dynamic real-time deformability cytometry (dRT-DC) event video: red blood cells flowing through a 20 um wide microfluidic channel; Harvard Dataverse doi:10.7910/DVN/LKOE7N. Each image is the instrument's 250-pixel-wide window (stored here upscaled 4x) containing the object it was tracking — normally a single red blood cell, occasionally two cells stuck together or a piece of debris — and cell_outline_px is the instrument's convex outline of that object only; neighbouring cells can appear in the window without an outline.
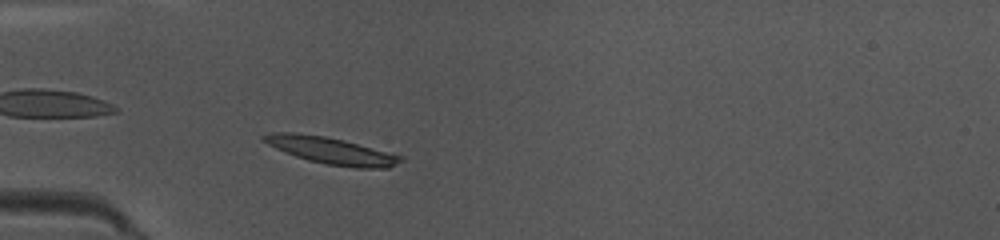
{"species": "common noctule bat (a hibernating species)", "species_latin": "Nyctalus noctula", "temperature_condition": "warm", "stored_images_in_passage": 13, "camera_frame_rate_fps": 3000, "um_per_image_px": 0.085, "animal": {"sex": "female", "body_mass_g": 10.0, "forearm_length_mm": 53.1}, "frame": {"image": 1, "passage_image": 2, "time_ms": 0.333, "image_size_px": [1000, 240], "cell_outline_px": [[404, 160], [388, 168], [356, 168], [328, 164], [308, 160], [296, 156], [276, 148], [268, 144], [260, 136], [272, 132], [292, 132], [324, 136], [344, 140], [392, 152], [404, 156]], "centroid_in_image_um": [28.23, 12.8], "position_along_channel_um": 56.8, "area_um2": 21.39}}
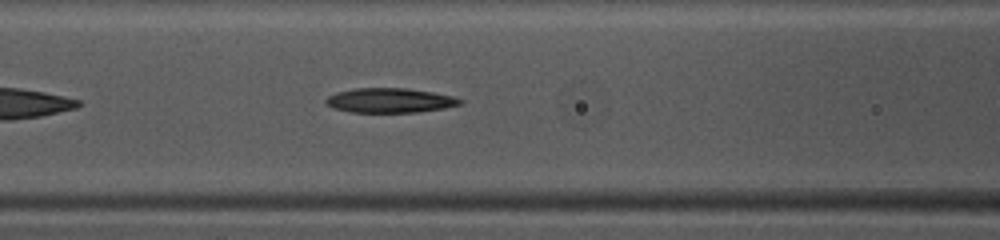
{"frame": {"image": 2, "passage_image": 8, "time_ms": 2.333, "image_size_px": [1000, 240], "cell_outline_px": [[464, 100], [460, 104], [444, 108], [416, 112], [348, 112], [332, 108], [324, 104], [324, 100], [328, 96], [336, 92], [356, 88], [408, 88], [432, 92], [452, 96]], "centroid_in_image_um": [33.08, 8.53], "position_along_channel_um": 133.5, "area_um2": 19.31}}
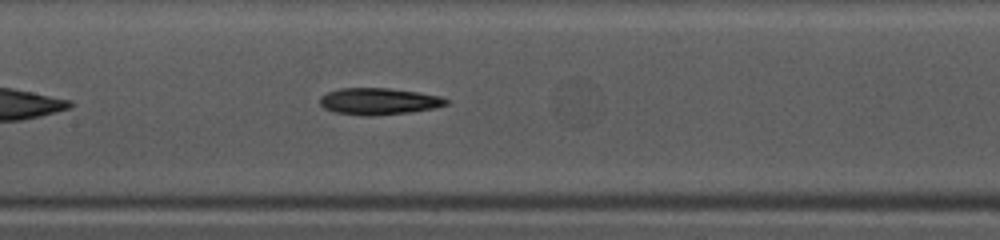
{"frame": {"image": 3, "passage_image": 11, "time_ms": 3.333, "image_size_px": [1000, 240], "cell_outline_px": [[448, 104], [436, 108], [408, 112], [368, 116], [360, 116], [336, 112], [324, 108], [320, 104], [320, 96], [328, 92], [340, 88], [388, 88], [420, 92], [440, 96], [448, 100]], "centroid_in_image_um": [32.2, 8.61], "position_along_channel_um": 175.2, "area_um2": 19.65}}